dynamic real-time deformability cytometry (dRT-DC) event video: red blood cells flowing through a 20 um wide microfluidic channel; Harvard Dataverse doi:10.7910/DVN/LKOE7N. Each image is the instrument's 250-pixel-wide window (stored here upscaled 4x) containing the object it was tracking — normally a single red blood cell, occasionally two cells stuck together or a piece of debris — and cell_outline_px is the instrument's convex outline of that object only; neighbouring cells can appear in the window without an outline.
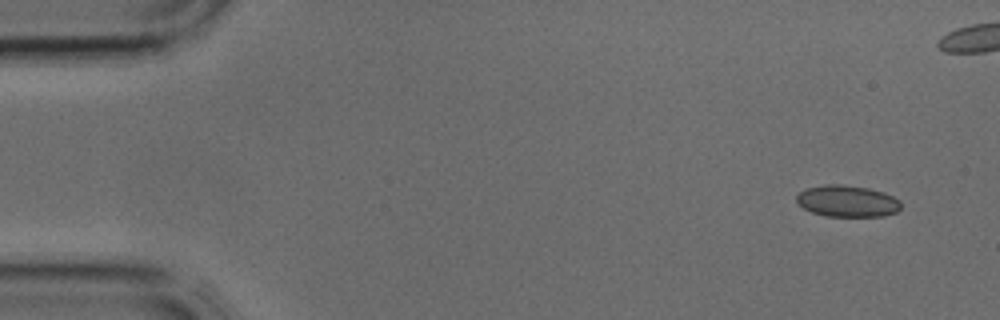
{"species": "common noctule bat (a hibernating species)", "species_latin": "Nyctalus noctula", "temperature_condition": "cold", "stored_images_in_passage": 4, "camera_frame_rate_fps": 3000, "um_per_image_px": 0.085, "animal": {"sex": "male", "body_mass_g": 17.9, "forearm_length_mm": 54.2}, "frame": {"image": 1, "passage_image": 1, "time_ms": 0.0, "image_size_px": [1000, 320], "cell_outline_px": [[900, 208], [896, 212], [884, 216], [824, 216], [812, 212], [804, 208], [796, 200], [796, 196], [804, 188], [824, 184], [844, 184], [868, 188], [884, 192], [900, 200]], "centroid_in_image_um": [72.01, 17.08], "position_along_channel_um": 13.0, "area_um2": 19.31}}
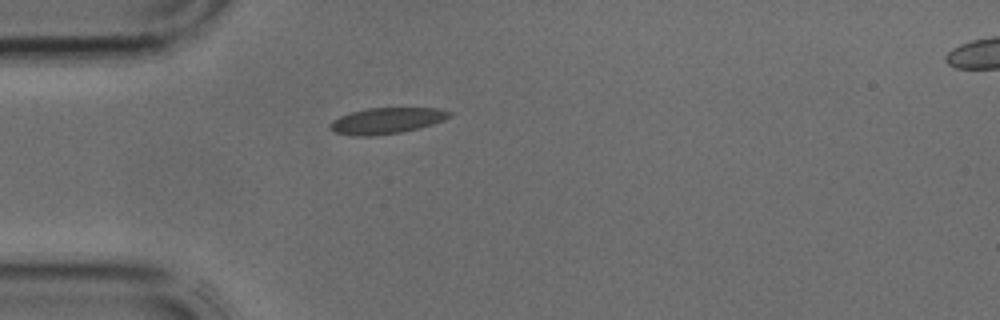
{"frame": {"image": 2, "passage_image": 4, "time_ms": 1.0, "image_size_px": [1000, 320], "cell_outline_px": [[452, 116], [444, 120], [420, 128], [400, 132], [372, 136], [352, 136], [336, 132], [328, 128], [328, 124], [332, 120], [340, 116], [352, 112], [368, 108], [436, 108], [452, 112]], "centroid_in_image_um": [32.85, 10.26], "position_along_channel_um": 52.2, "area_um2": 18.15}}